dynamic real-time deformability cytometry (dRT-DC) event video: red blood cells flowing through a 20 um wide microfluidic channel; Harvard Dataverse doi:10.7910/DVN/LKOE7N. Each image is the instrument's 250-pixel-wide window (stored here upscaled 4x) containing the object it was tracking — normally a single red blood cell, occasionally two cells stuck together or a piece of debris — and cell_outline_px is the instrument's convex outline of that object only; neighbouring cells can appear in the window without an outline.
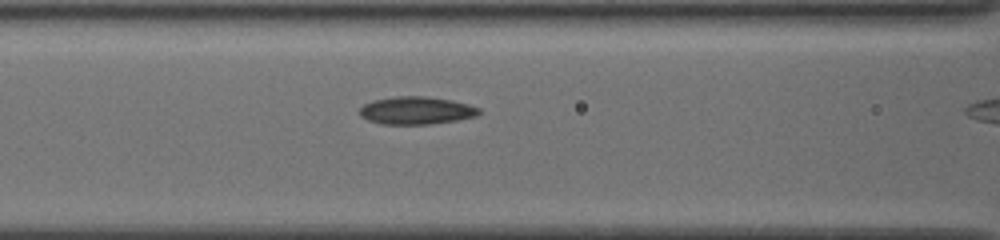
{"species": "common noctule bat (a hibernating species)", "species_latin": "Nyctalus noctula", "temperature_condition": "cold", "stored_images_in_passage": 4, "camera_frame_rate_fps": 3000, "um_per_image_px": 0.085, "animal": {"sex": "female", "body_mass_g": 19.5, "forearm_length_mm": 54.1}, "frame": {"image": 1, "passage_image": 3, "time_ms": 0.667, "image_size_px": [1000, 240], "cell_outline_px": [[480, 112], [476, 116], [456, 120], [428, 124], [384, 124], [368, 120], [360, 116], [360, 108], [364, 104], [372, 100], [396, 96], [424, 96], [452, 100], [468, 104], [480, 108]], "centroid_in_image_um": [35.37, 9.38], "position_along_channel_um": 131.2, "area_um2": 19.19}}